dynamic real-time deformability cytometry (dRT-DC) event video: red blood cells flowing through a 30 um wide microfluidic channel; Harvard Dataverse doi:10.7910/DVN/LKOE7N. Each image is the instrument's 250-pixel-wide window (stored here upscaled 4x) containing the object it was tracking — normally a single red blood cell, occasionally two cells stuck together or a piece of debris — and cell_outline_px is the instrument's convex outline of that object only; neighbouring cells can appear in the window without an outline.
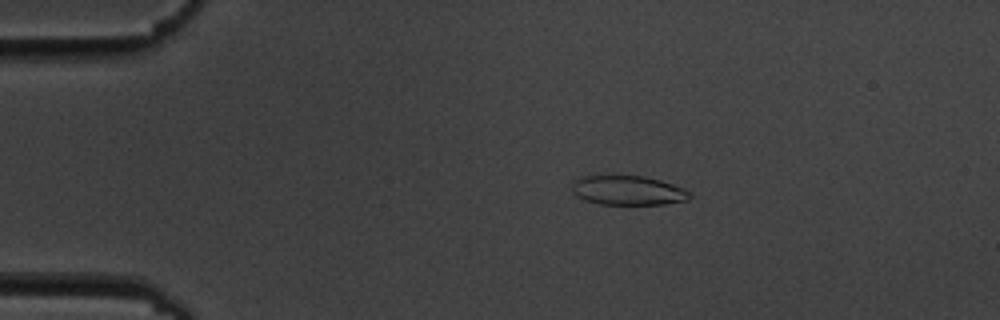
{"species": "common noctule bat (a hibernating species)", "species_latin": "Nyctalus noctula", "temperature_condition": "cold", "stored_images_in_passage": 4, "camera_frame_rate_fps": 3000, "um_per_image_px": 0.085, "animal": {"sex": "male", "body_mass_g": 19.5, "forearm_length_mm": 54.6}, "frame": {"image": 1, "passage_image": 3, "time_ms": 2.333, "image_size_px": [1000, 320], "cell_outline_px": [[692, 196], [688, 200], [664, 204], [600, 204], [588, 200], [572, 192], [572, 184], [580, 176], [644, 176], [660, 180], [684, 188], [692, 192]], "centroid_in_image_um": [53.44, 16.18], "position_along_channel_um": 31.6, "area_um2": 20.0}}